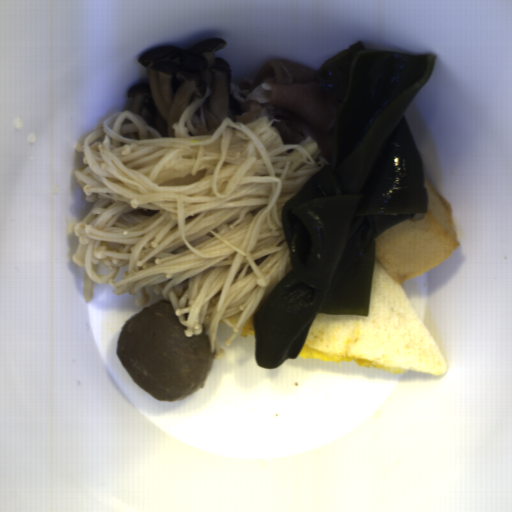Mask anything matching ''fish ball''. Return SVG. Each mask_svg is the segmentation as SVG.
I'll use <instances>...</instances> for the list:
<instances>
[{
  "label": "fish ball",
  "instance_id": "1",
  "mask_svg": "<svg viewBox=\"0 0 512 512\" xmlns=\"http://www.w3.org/2000/svg\"><path fill=\"white\" fill-rule=\"evenodd\" d=\"M427 211L383 231L373 257L393 282L405 284L443 262L458 246L454 213L427 178Z\"/></svg>",
  "mask_w": 512,
  "mask_h": 512
}]
</instances>
